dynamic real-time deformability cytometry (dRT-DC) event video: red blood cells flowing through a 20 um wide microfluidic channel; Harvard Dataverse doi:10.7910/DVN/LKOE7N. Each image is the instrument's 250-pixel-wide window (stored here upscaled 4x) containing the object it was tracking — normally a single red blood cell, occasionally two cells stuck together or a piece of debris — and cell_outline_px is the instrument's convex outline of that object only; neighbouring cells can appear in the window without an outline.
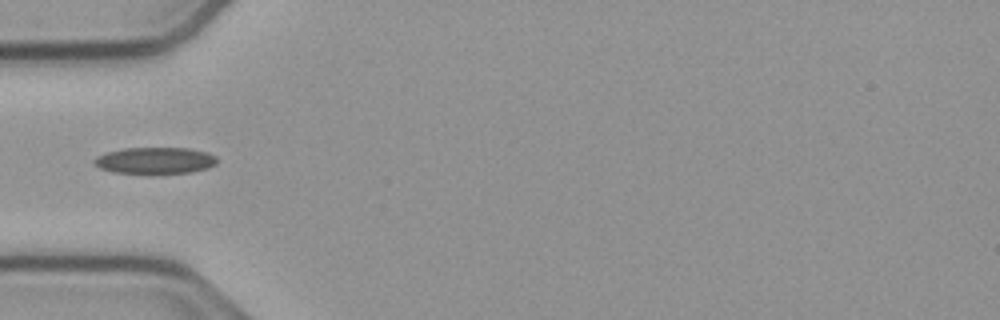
{"species": "common noctule bat (a hibernating species)", "species_latin": "Nyctalus noctula", "temperature_condition": "cold", "stored_images_in_passage": 38, "camera_frame_rate_fps": 3000, "um_per_image_px": 0.085, "animal": {"sex": "male", "body_mass_g": 23.1, "forearm_length_mm": 52.7}, "frame": {"image": 1, "passage_image": 1, "time_ms": 0.0, "image_size_px": [1000, 320], "cell_outline_px": [[216, 164], [208, 168], [192, 172], [152, 176], [112, 172], [100, 168], [92, 164], [92, 160], [96, 156], [108, 152], [124, 148], [188, 148], [208, 152], [216, 156]], "centroid_in_image_um": [13.16, 13.69], "position_along_channel_um": 71.8, "area_um2": 19.88}}
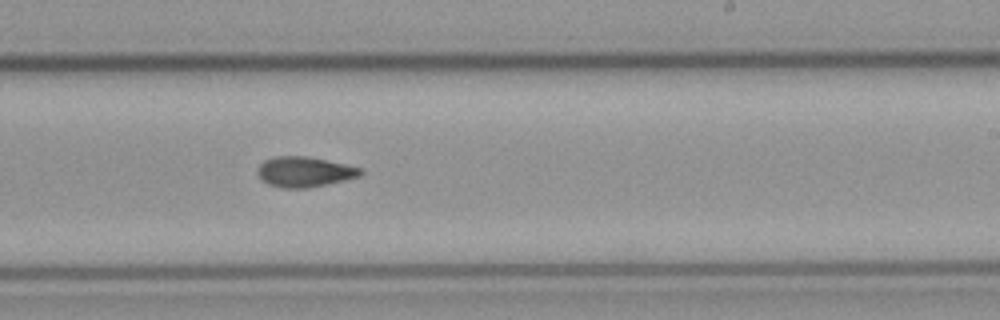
{"frame": {"image": 2, "passage_image": 16, "time_ms": 5.0, "image_size_px": [1000, 320], "cell_outline_px": [[364, 172], [360, 176], [344, 180], [308, 188], [284, 188], [268, 184], [256, 172], [260, 164], [264, 160], [272, 156], [304, 156], [344, 164], [360, 168]], "centroid_in_image_um": [25.85, 14.6], "position_along_channel_um": 263.1, "area_um2": 17.92}}
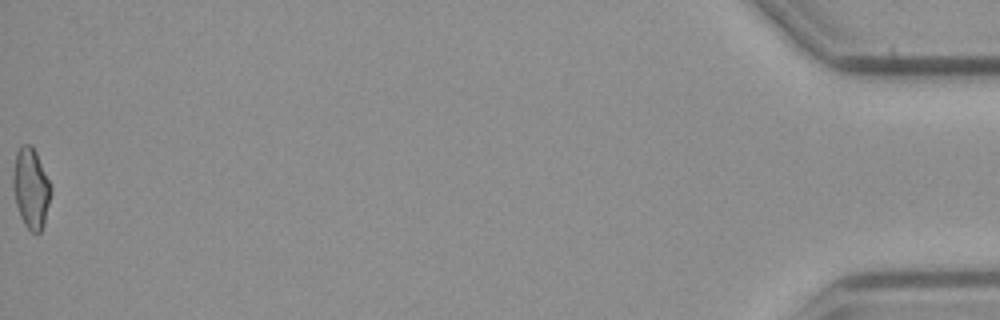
{"frame": {"image": 3, "passage_image": 38, "time_ms": 12.333, "image_size_px": [1000, 320], "cell_outline_px": [[52, 192], [44, 224], [40, 232], [32, 232], [24, 224], [20, 216], [16, 204], [12, 188], [12, 176], [16, 152], [20, 144], [32, 144], [36, 152], [52, 188]], "centroid_in_image_um": [2.62, 15.97], "position_along_channel_um": 432.6, "area_um2": 17.86}}